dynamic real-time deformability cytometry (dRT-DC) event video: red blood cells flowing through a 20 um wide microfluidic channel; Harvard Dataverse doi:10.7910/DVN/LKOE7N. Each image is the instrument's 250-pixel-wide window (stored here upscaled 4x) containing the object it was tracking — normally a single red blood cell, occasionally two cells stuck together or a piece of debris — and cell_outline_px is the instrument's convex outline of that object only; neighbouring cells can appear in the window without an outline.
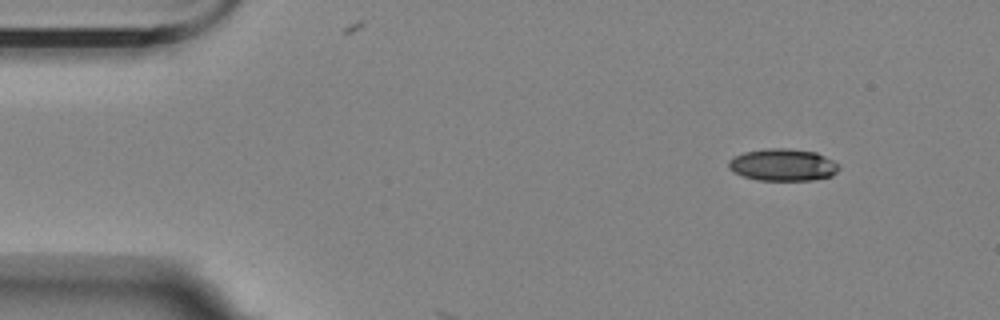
{"species": "Egyptian fruit bat (a non-hibernating species)", "species_latin": "Rousettus aegyptiacus", "temperature_condition": "room temperature", "stored_images_in_passage": 4, "camera_frame_rate_fps": 3000, "um_per_image_px": 0.085, "animal": {"sex": "female"}, "frame": {"image": 1, "passage_image": 1, "time_ms": 0.0, "image_size_px": [1000, 320], "cell_outline_px": [[840, 168], [832, 176], [812, 180], [756, 180], [732, 172], [728, 168], [728, 160], [732, 156], [744, 152], [764, 148], [788, 148], [816, 152], [840, 164]], "centroid_in_image_um": [66.52, 14.01], "position_along_channel_um": 18.5, "area_um2": 20.92}}
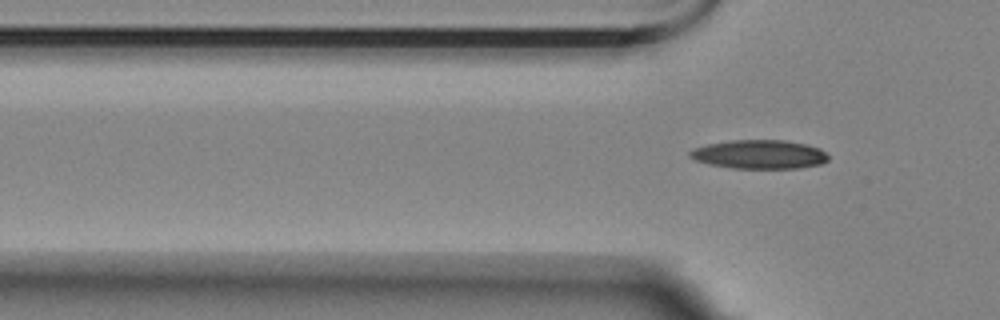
{"frame": {"image": 2, "passage_image": 4, "time_ms": 3.667, "image_size_px": [1000, 320], "cell_outline_px": [[828, 160], [820, 164], [800, 168], [732, 168], [708, 164], [696, 160], [688, 156], [688, 152], [692, 148], [708, 144], [732, 140], [784, 140], [804, 144], [820, 148], [828, 156]], "centroid_in_image_um": [64.51, 13.12], "position_along_channel_um": 61.3, "area_um2": 23.24}}